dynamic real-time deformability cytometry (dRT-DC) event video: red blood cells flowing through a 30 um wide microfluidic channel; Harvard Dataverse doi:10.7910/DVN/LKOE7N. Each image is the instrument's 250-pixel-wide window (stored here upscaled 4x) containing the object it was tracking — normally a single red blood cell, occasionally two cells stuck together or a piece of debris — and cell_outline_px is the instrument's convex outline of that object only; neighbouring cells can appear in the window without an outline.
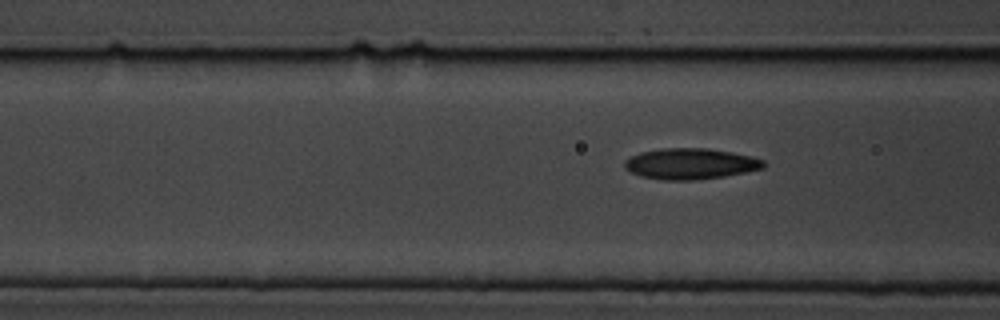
{"species": "common noctule bat (a hibernating species)", "species_latin": "Nyctalus noctula", "temperature_condition": "cold", "stored_images_in_passage": 7, "segment_of_instrument_passage": [2, 2], "camera_frame_rate_fps": 3000, "um_per_image_px": 0.085, "animal": {"sex": "male", "body_mass_g": 19.5, "forearm_length_mm": 54.6}, "frame": {"image": 1, "passage_image": 7, "time_ms": 6.667, "image_size_px": [1000, 320], "cell_outline_px": [[764, 168], [724, 176], [692, 180], [660, 180], [640, 176], [624, 168], [624, 160], [640, 152], [660, 148], [708, 148], [732, 152], [752, 156], [764, 160]], "centroid_in_image_um": [58.66, 13.91], "position_along_channel_um": 107.9, "area_um2": 25.09}}